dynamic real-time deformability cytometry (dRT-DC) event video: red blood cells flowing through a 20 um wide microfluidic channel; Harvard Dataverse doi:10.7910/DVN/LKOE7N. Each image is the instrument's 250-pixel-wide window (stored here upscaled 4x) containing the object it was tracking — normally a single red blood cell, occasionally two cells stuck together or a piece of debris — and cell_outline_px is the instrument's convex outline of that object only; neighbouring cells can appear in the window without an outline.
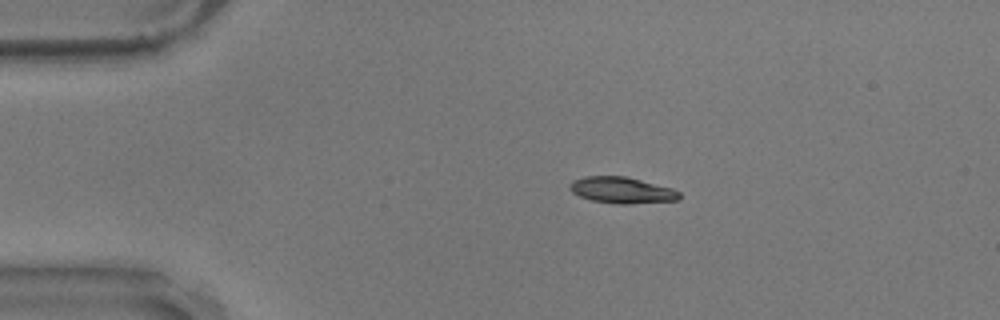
{"species": "common noctule bat (a hibernating species)", "species_latin": "Nyctalus noctula", "temperature_condition": "warm", "stored_images_in_passage": 4, "camera_frame_rate_fps": 3000, "um_per_image_px": 0.085, "animal": {"sex": "male", "body_mass_g": 17.9}, "frame": {"image": 1, "passage_image": 1, "time_ms": 0.0, "image_size_px": [1000, 320], "cell_outline_px": [[680, 200], [628, 204], [616, 204], [592, 200], [580, 196], [572, 192], [568, 188], [568, 184], [572, 180], [584, 176], [624, 176], [672, 188], [680, 192]], "centroid_in_image_um": [52.83, 16.16], "position_along_channel_um": 32.2, "area_um2": 16.82}}